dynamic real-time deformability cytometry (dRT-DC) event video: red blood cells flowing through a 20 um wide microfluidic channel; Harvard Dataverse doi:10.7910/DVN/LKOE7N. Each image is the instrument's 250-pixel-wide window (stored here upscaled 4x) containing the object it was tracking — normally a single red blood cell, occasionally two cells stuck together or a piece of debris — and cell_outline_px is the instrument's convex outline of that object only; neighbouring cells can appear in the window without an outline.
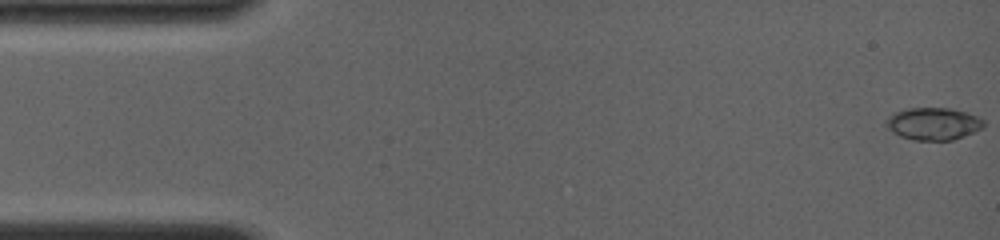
{"species": "common noctule bat (a hibernating species)", "species_latin": "Nyctalus noctula", "temperature_condition": "room temperature", "stored_images_in_passage": 55, "camera_frame_rate_fps": 4000, "um_per_image_px": 0.085, "animal": {"sex": "female", "body_mass_g": 19.0, "forearm_length_mm": 56.7}, "frame": {"image": 1, "passage_image": 1, "time_ms": 0.0, "image_size_px": [1000, 240], "cell_outline_px": [[984, 128], [952, 140], [912, 140], [900, 136], [892, 132], [884, 124], [884, 120], [892, 112], [908, 108], [948, 108], [968, 112], [984, 120]], "centroid_in_image_um": [79.29, 10.51], "position_along_channel_um": 5.7, "area_um2": 18.61}}
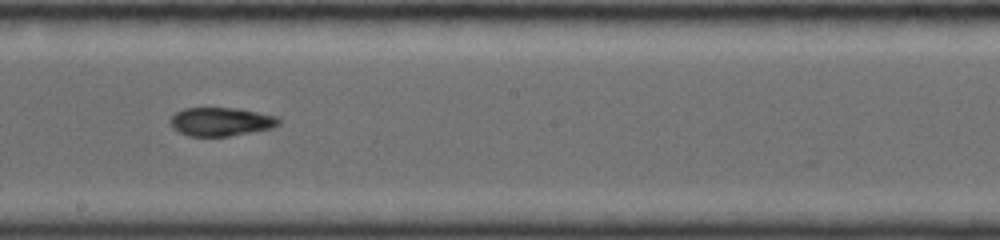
{"frame": {"image": 2, "passage_image": 32, "time_ms": 8.75, "image_size_px": [1000, 240], "cell_outline_px": [[280, 124], [272, 128], [228, 136], [188, 136], [172, 128], [168, 120], [176, 112], [184, 108], [236, 108], [276, 116], [280, 120]], "centroid_in_image_um": [18.74, 10.34], "position_along_channel_um": 229.5, "area_um2": 17.98}}
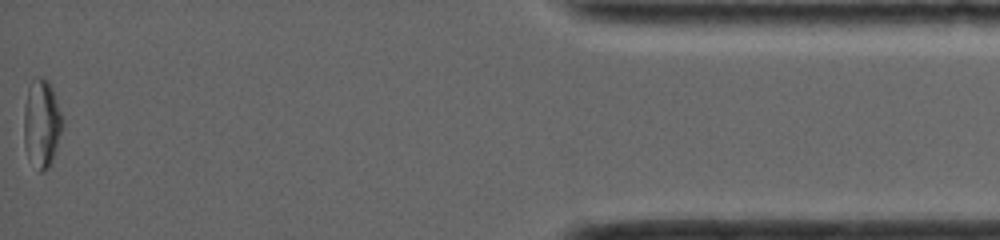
{"frame": {"image": 3, "passage_image": 55, "time_ms": 15.5, "image_size_px": [1000, 240], "cell_outline_px": [[64, 124], [52, 164], [48, 168], [40, 172], [28, 156], [24, 144], [24, 104], [28, 88], [32, 80], [36, 76], [40, 76], [48, 80], [52, 88], [64, 120]], "centroid_in_image_um": [3.56, 10.48], "position_along_channel_um": 431.6, "area_um2": 20.06}, "authors_computed_cell_mechanics": {"area_um2": 18.3804, "velocity_mm_per_s": 4.0479, "shape_relaxation_time_tau1_ms": null, "shape_relaxation_time_tau2_ms": 2.4007, "deformation_change_tau1": null, "deformation_change_tau2": 0.0811}}